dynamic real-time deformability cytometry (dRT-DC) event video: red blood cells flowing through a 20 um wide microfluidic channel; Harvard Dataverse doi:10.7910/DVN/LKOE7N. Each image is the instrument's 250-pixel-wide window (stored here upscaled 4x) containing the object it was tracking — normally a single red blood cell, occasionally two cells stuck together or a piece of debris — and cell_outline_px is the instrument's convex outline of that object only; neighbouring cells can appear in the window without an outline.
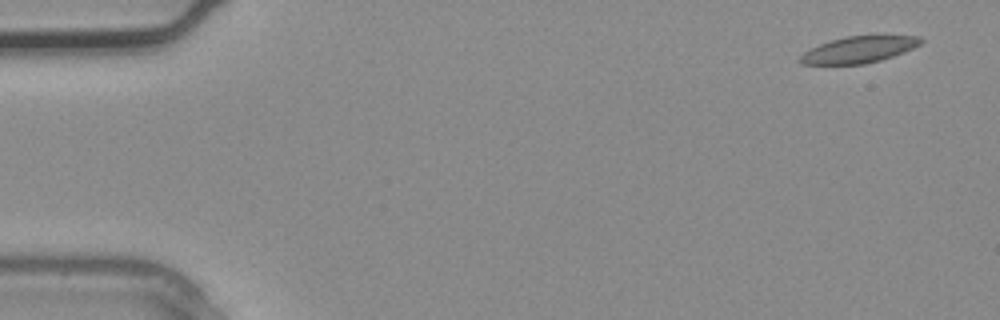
{"species": "common noctule bat (a hibernating species)", "species_latin": "Nyctalus noctula", "temperature_condition": "warm", "stored_images_in_passage": 4, "camera_frame_rate_fps": 3000, "um_per_image_px": 0.085, "animal": {"sex": "male", "body_mass_g": 20.4}, "frame": {"image": 1, "passage_image": 1, "time_ms": 0.0, "image_size_px": [1000, 320], "cell_outline_px": [[924, 40], [920, 44], [904, 52], [880, 60], [864, 64], [800, 64], [796, 60], [804, 52], [820, 44], [832, 40], [848, 36], [876, 32], [920, 36]], "centroid_in_image_um": [73.08, 4.16], "position_along_channel_um": 11.9, "area_um2": 19.42}}
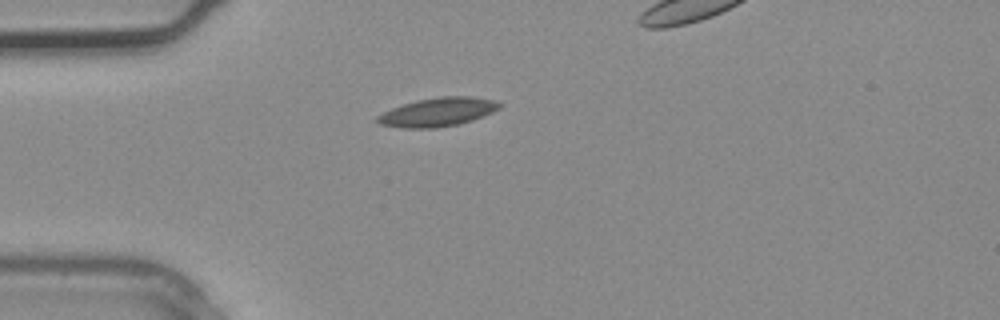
{"frame": {"image": 2, "passage_image": 3, "time_ms": 0.667, "image_size_px": [1000, 320], "cell_outline_px": [[504, 104], [500, 108], [484, 116], [460, 124], [436, 128], [400, 128], [380, 124], [376, 120], [376, 116], [392, 108], [416, 100], [440, 96], [468, 96], [496, 100]], "centroid_in_image_um": [37.24, 9.52], "position_along_channel_um": 47.8, "area_um2": 20.58}}